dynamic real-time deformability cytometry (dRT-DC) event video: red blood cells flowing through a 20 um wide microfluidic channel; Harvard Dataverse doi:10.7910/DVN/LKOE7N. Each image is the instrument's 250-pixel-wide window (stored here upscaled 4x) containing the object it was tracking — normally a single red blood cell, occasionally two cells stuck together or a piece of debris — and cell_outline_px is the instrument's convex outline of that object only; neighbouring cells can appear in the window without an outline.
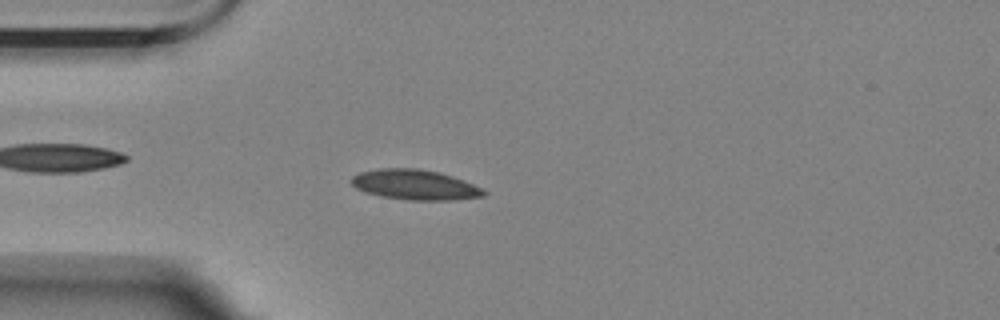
{"species": "Egyptian fruit bat (a non-hibernating species)", "species_latin": "Rousettus aegyptiacus", "temperature_condition": "room temperature", "stored_images_in_passage": 56, "camera_frame_rate_fps": 3000, "um_per_image_px": 0.085, "animal": {"sex": "female"}, "frame": {"image": 1, "passage_image": 14, "time_ms": 4.333, "image_size_px": [1000, 320], "cell_outline_px": [[488, 192], [484, 196], [452, 200], [408, 200], [380, 196], [364, 192], [356, 188], [352, 184], [352, 176], [360, 172], [380, 168], [416, 168], [440, 172], [452, 176], [472, 184]], "centroid_in_image_um": [35.25, 15.7], "position_along_channel_um": 49.8, "area_um2": 23.18}}
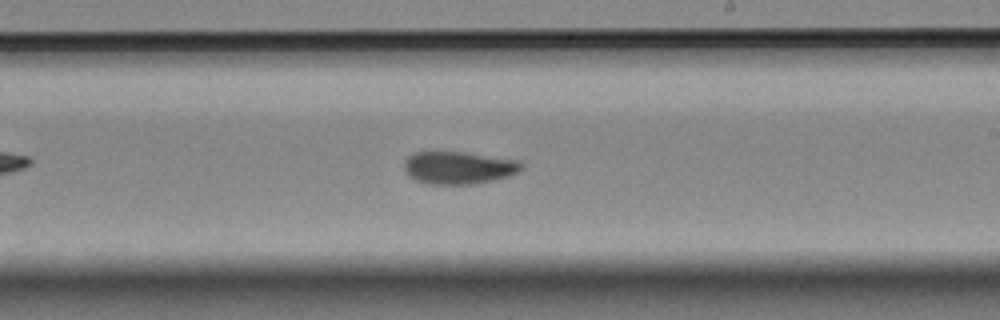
{"frame": {"image": 2, "passage_image": 32, "time_ms": 10.333, "image_size_px": [1000, 320], "cell_outline_px": [[524, 168], [520, 172], [508, 176], [476, 184], [428, 184], [416, 180], [408, 176], [404, 172], [404, 160], [412, 152], [464, 152], [520, 160], [524, 164]], "centroid_in_image_um": [38.99, 14.25], "position_along_channel_um": 250.0, "area_um2": 22.6}}
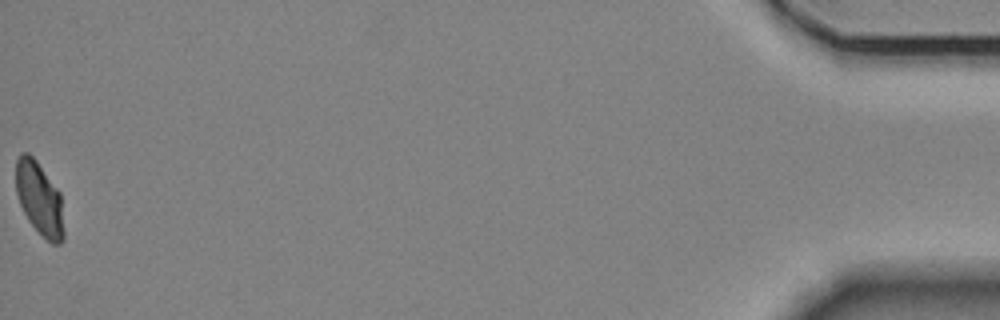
{"frame": {"image": 3, "passage_image": 56, "time_ms": 18.333, "image_size_px": [1000, 320], "cell_outline_px": [[64, 240], [60, 244], [52, 244], [28, 220], [20, 204], [16, 192], [16, 160], [20, 152], [28, 152], [36, 160], [60, 192], [64, 232]], "centroid_in_image_um": [3.35, 16.86], "position_along_channel_um": 431.9, "area_um2": 20.35}, "authors_computed_cell_mechanics": {"area_um2": 22.0507, "velocity_mm_per_s": 3.4972, "shape_relaxation_time_tau1_ms": 6.4645, "shape_relaxation_time_tau2_ms": 2.0723, "deformation_change_tau1": 0.1464, "deformation_change_tau2": 0.0532}}